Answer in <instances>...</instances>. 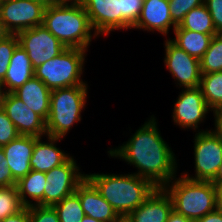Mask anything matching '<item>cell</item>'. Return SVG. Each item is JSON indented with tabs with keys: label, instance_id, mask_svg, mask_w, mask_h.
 <instances>
[{
	"label": "cell",
	"instance_id": "cell-8",
	"mask_svg": "<svg viewBox=\"0 0 222 222\" xmlns=\"http://www.w3.org/2000/svg\"><path fill=\"white\" fill-rule=\"evenodd\" d=\"M46 7L34 0L0 2V20L9 34L41 26Z\"/></svg>",
	"mask_w": 222,
	"mask_h": 222
},
{
	"label": "cell",
	"instance_id": "cell-26",
	"mask_svg": "<svg viewBox=\"0 0 222 222\" xmlns=\"http://www.w3.org/2000/svg\"><path fill=\"white\" fill-rule=\"evenodd\" d=\"M200 66L202 74L222 71V33L213 36L208 50L200 59Z\"/></svg>",
	"mask_w": 222,
	"mask_h": 222
},
{
	"label": "cell",
	"instance_id": "cell-14",
	"mask_svg": "<svg viewBox=\"0 0 222 222\" xmlns=\"http://www.w3.org/2000/svg\"><path fill=\"white\" fill-rule=\"evenodd\" d=\"M82 5L98 36L120 31V0H83Z\"/></svg>",
	"mask_w": 222,
	"mask_h": 222
},
{
	"label": "cell",
	"instance_id": "cell-25",
	"mask_svg": "<svg viewBox=\"0 0 222 222\" xmlns=\"http://www.w3.org/2000/svg\"><path fill=\"white\" fill-rule=\"evenodd\" d=\"M200 88L212 112L222 109V71L202 74Z\"/></svg>",
	"mask_w": 222,
	"mask_h": 222
},
{
	"label": "cell",
	"instance_id": "cell-39",
	"mask_svg": "<svg viewBox=\"0 0 222 222\" xmlns=\"http://www.w3.org/2000/svg\"><path fill=\"white\" fill-rule=\"evenodd\" d=\"M166 222H194L189 218L175 212L174 210L170 213L168 220Z\"/></svg>",
	"mask_w": 222,
	"mask_h": 222
},
{
	"label": "cell",
	"instance_id": "cell-10",
	"mask_svg": "<svg viewBox=\"0 0 222 222\" xmlns=\"http://www.w3.org/2000/svg\"><path fill=\"white\" fill-rule=\"evenodd\" d=\"M174 103L172 119L181 129H193L198 133L210 129H198L205 122L208 113L212 110L207 105L200 87L182 88Z\"/></svg>",
	"mask_w": 222,
	"mask_h": 222
},
{
	"label": "cell",
	"instance_id": "cell-6",
	"mask_svg": "<svg viewBox=\"0 0 222 222\" xmlns=\"http://www.w3.org/2000/svg\"><path fill=\"white\" fill-rule=\"evenodd\" d=\"M88 50L66 48L58 56L34 69V76L51 91L76 85H88L81 76L84 73Z\"/></svg>",
	"mask_w": 222,
	"mask_h": 222
},
{
	"label": "cell",
	"instance_id": "cell-31",
	"mask_svg": "<svg viewBox=\"0 0 222 222\" xmlns=\"http://www.w3.org/2000/svg\"><path fill=\"white\" fill-rule=\"evenodd\" d=\"M202 4H204V0H169L170 15L173 22L179 25L190 10Z\"/></svg>",
	"mask_w": 222,
	"mask_h": 222
},
{
	"label": "cell",
	"instance_id": "cell-46",
	"mask_svg": "<svg viewBox=\"0 0 222 222\" xmlns=\"http://www.w3.org/2000/svg\"><path fill=\"white\" fill-rule=\"evenodd\" d=\"M3 95H4V91H3V89H2V86L0 85V108H1V105H2Z\"/></svg>",
	"mask_w": 222,
	"mask_h": 222
},
{
	"label": "cell",
	"instance_id": "cell-37",
	"mask_svg": "<svg viewBox=\"0 0 222 222\" xmlns=\"http://www.w3.org/2000/svg\"><path fill=\"white\" fill-rule=\"evenodd\" d=\"M214 116V129L211 130L218 136L222 141V109L213 111Z\"/></svg>",
	"mask_w": 222,
	"mask_h": 222
},
{
	"label": "cell",
	"instance_id": "cell-1",
	"mask_svg": "<svg viewBox=\"0 0 222 222\" xmlns=\"http://www.w3.org/2000/svg\"><path fill=\"white\" fill-rule=\"evenodd\" d=\"M155 115L144 122L128 141L109 148L108 156L122 159L137 169L134 174L149 180L156 188H163L177 175L175 153L162 138Z\"/></svg>",
	"mask_w": 222,
	"mask_h": 222
},
{
	"label": "cell",
	"instance_id": "cell-9",
	"mask_svg": "<svg viewBox=\"0 0 222 222\" xmlns=\"http://www.w3.org/2000/svg\"><path fill=\"white\" fill-rule=\"evenodd\" d=\"M77 160L71 156L65 163L46 172V186L44 189V206H53L71 195L77 186L86 178L80 171Z\"/></svg>",
	"mask_w": 222,
	"mask_h": 222
},
{
	"label": "cell",
	"instance_id": "cell-22",
	"mask_svg": "<svg viewBox=\"0 0 222 222\" xmlns=\"http://www.w3.org/2000/svg\"><path fill=\"white\" fill-rule=\"evenodd\" d=\"M45 172L31 170L16 182L18 195L24 207L44 206Z\"/></svg>",
	"mask_w": 222,
	"mask_h": 222
},
{
	"label": "cell",
	"instance_id": "cell-21",
	"mask_svg": "<svg viewBox=\"0 0 222 222\" xmlns=\"http://www.w3.org/2000/svg\"><path fill=\"white\" fill-rule=\"evenodd\" d=\"M34 76V68L27 52L18 45L11 57L6 76L1 84L4 93H12Z\"/></svg>",
	"mask_w": 222,
	"mask_h": 222
},
{
	"label": "cell",
	"instance_id": "cell-13",
	"mask_svg": "<svg viewBox=\"0 0 222 222\" xmlns=\"http://www.w3.org/2000/svg\"><path fill=\"white\" fill-rule=\"evenodd\" d=\"M1 107L20 135L47 136L46 121L13 93H4Z\"/></svg>",
	"mask_w": 222,
	"mask_h": 222
},
{
	"label": "cell",
	"instance_id": "cell-27",
	"mask_svg": "<svg viewBox=\"0 0 222 222\" xmlns=\"http://www.w3.org/2000/svg\"><path fill=\"white\" fill-rule=\"evenodd\" d=\"M60 222H81L85 216L79 195L74 192L53 205Z\"/></svg>",
	"mask_w": 222,
	"mask_h": 222
},
{
	"label": "cell",
	"instance_id": "cell-29",
	"mask_svg": "<svg viewBox=\"0 0 222 222\" xmlns=\"http://www.w3.org/2000/svg\"><path fill=\"white\" fill-rule=\"evenodd\" d=\"M144 0H120V30L131 29L137 22Z\"/></svg>",
	"mask_w": 222,
	"mask_h": 222
},
{
	"label": "cell",
	"instance_id": "cell-15",
	"mask_svg": "<svg viewBox=\"0 0 222 222\" xmlns=\"http://www.w3.org/2000/svg\"><path fill=\"white\" fill-rule=\"evenodd\" d=\"M176 27L170 15L169 0H144L140 16L131 29L156 31L167 36L170 28L174 31Z\"/></svg>",
	"mask_w": 222,
	"mask_h": 222
},
{
	"label": "cell",
	"instance_id": "cell-30",
	"mask_svg": "<svg viewBox=\"0 0 222 222\" xmlns=\"http://www.w3.org/2000/svg\"><path fill=\"white\" fill-rule=\"evenodd\" d=\"M19 45L17 34H9L0 40V85L6 76L15 48Z\"/></svg>",
	"mask_w": 222,
	"mask_h": 222
},
{
	"label": "cell",
	"instance_id": "cell-32",
	"mask_svg": "<svg viewBox=\"0 0 222 222\" xmlns=\"http://www.w3.org/2000/svg\"><path fill=\"white\" fill-rule=\"evenodd\" d=\"M18 133L13 122L8 118L6 112L0 108V147L8 145L12 140L16 139Z\"/></svg>",
	"mask_w": 222,
	"mask_h": 222
},
{
	"label": "cell",
	"instance_id": "cell-34",
	"mask_svg": "<svg viewBox=\"0 0 222 222\" xmlns=\"http://www.w3.org/2000/svg\"><path fill=\"white\" fill-rule=\"evenodd\" d=\"M217 33H222V0H204Z\"/></svg>",
	"mask_w": 222,
	"mask_h": 222
},
{
	"label": "cell",
	"instance_id": "cell-33",
	"mask_svg": "<svg viewBox=\"0 0 222 222\" xmlns=\"http://www.w3.org/2000/svg\"><path fill=\"white\" fill-rule=\"evenodd\" d=\"M29 222H60L53 206L34 205L29 207Z\"/></svg>",
	"mask_w": 222,
	"mask_h": 222
},
{
	"label": "cell",
	"instance_id": "cell-38",
	"mask_svg": "<svg viewBox=\"0 0 222 222\" xmlns=\"http://www.w3.org/2000/svg\"><path fill=\"white\" fill-rule=\"evenodd\" d=\"M195 222H222V211L215 209Z\"/></svg>",
	"mask_w": 222,
	"mask_h": 222
},
{
	"label": "cell",
	"instance_id": "cell-42",
	"mask_svg": "<svg viewBox=\"0 0 222 222\" xmlns=\"http://www.w3.org/2000/svg\"><path fill=\"white\" fill-rule=\"evenodd\" d=\"M34 1L41 3L45 7L56 5V0H34Z\"/></svg>",
	"mask_w": 222,
	"mask_h": 222
},
{
	"label": "cell",
	"instance_id": "cell-35",
	"mask_svg": "<svg viewBox=\"0 0 222 222\" xmlns=\"http://www.w3.org/2000/svg\"><path fill=\"white\" fill-rule=\"evenodd\" d=\"M5 159L4 151L0 147V187H11L16 185L17 181L12 177Z\"/></svg>",
	"mask_w": 222,
	"mask_h": 222
},
{
	"label": "cell",
	"instance_id": "cell-36",
	"mask_svg": "<svg viewBox=\"0 0 222 222\" xmlns=\"http://www.w3.org/2000/svg\"><path fill=\"white\" fill-rule=\"evenodd\" d=\"M0 222H29V207H24L17 214L8 216Z\"/></svg>",
	"mask_w": 222,
	"mask_h": 222
},
{
	"label": "cell",
	"instance_id": "cell-23",
	"mask_svg": "<svg viewBox=\"0 0 222 222\" xmlns=\"http://www.w3.org/2000/svg\"><path fill=\"white\" fill-rule=\"evenodd\" d=\"M175 38H169L187 54L201 59L208 50L213 35L194 32L186 29H174Z\"/></svg>",
	"mask_w": 222,
	"mask_h": 222
},
{
	"label": "cell",
	"instance_id": "cell-44",
	"mask_svg": "<svg viewBox=\"0 0 222 222\" xmlns=\"http://www.w3.org/2000/svg\"><path fill=\"white\" fill-rule=\"evenodd\" d=\"M83 0H56V5L58 4H68V3H82Z\"/></svg>",
	"mask_w": 222,
	"mask_h": 222
},
{
	"label": "cell",
	"instance_id": "cell-40",
	"mask_svg": "<svg viewBox=\"0 0 222 222\" xmlns=\"http://www.w3.org/2000/svg\"><path fill=\"white\" fill-rule=\"evenodd\" d=\"M216 190V209L222 211V183L214 184Z\"/></svg>",
	"mask_w": 222,
	"mask_h": 222
},
{
	"label": "cell",
	"instance_id": "cell-45",
	"mask_svg": "<svg viewBox=\"0 0 222 222\" xmlns=\"http://www.w3.org/2000/svg\"><path fill=\"white\" fill-rule=\"evenodd\" d=\"M81 222H102V221H99V220H96V219H93L92 217H89V216H84L82 221Z\"/></svg>",
	"mask_w": 222,
	"mask_h": 222
},
{
	"label": "cell",
	"instance_id": "cell-28",
	"mask_svg": "<svg viewBox=\"0 0 222 222\" xmlns=\"http://www.w3.org/2000/svg\"><path fill=\"white\" fill-rule=\"evenodd\" d=\"M23 208L16 185L0 187V220L17 214Z\"/></svg>",
	"mask_w": 222,
	"mask_h": 222
},
{
	"label": "cell",
	"instance_id": "cell-24",
	"mask_svg": "<svg viewBox=\"0 0 222 222\" xmlns=\"http://www.w3.org/2000/svg\"><path fill=\"white\" fill-rule=\"evenodd\" d=\"M175 29H186L213 36L217 34L211 14L205 4L190 10Z\"/></svg>",
	"mask_w": 222,
	"mask_h": 222
},
{
	"label": "cell",
	"instance_id": "cell-20",
	"mask_svg": "<svg viewBox=\"0 0 222 222\" xmlns=\"http://www.w3.org/2000/svg\"><path fill=\"white\" fill-rule=\"evenodd\" d=\"M12 93L33 112L40 115L45 121L47 120L51 90L40 79L33 76Z\"/></svg>",
	"mask_w": 222,
	"mask_h": 222
},
{
	"label": "cell",
	"instance_id": "cell-12",
	"mask_svg": "<svg viewBox=\"0 0 222 222\" xmlns=\"http://www.w3.org/2000/svg\"><path fill=\"white\" fill-rule=\"evenodd\" d=\"M19 45L27 52L33 68L61 54L66 47L44 26H36L17 34Z\"/></svg>",
	"mask_w": 222,
	"mask_h": 222
},
{
	"label": "cell",
	"instance_id": "cell-11",
	"mask_svg": "<svg viewBox=\"0 0 222 222\" xmlns=\"http://www.w3.org/2000/svg\"><path fill=\"white\" fill-rule=\"evenodd\" d=\"M166 66L178 88L200 87L201 66L200 60L187 54L184 50L176 46L170 39L164 41ZM177 82V83H176Z\"/></svg>",
	"mask_w": 222,
	"mask_h": 222
},
{
	"label": "cell",
	"instance_id": "cell-3",
	"mask_svg": "<svg viewBox=\"0 0 222 222\" xmlns=\"http://www.w3.org/2000/svg\"><path fill=\"white\" fill-rule=\"evenodd\" d=\"M42 26L66 48L88 50L92 38L99 37L92 28L82 3L46 7Z\"/></svg>",
	"mask_w": 222,
	"mask_h": 222
},
{
	"label": "cell",
	"instance_id": "cell-7",
	"mask_svg": "<svg viewBox=\"0 0 222 222\" xmlns=\"http://www.w3.org/2000/svg\"><path fill=\"white\" fill-rule=\"evenodd\" d=\"M193 140L195 174L183 171L181 175L192 180L212 181L222 163V141L211 129L196 133Z\"/></svg>",
	"mask_w": 222,
	"mask_h": 222
},
{
	"label": "cell",
	"instance_id": "cell-4",
	"mask_svg": "<svg viewBox=\"0 0 222 222\" xmlns=\"http://www.w3.org/2000/svg\"><path fill=\"white\" fill-rule=\"evenodd\" d=\"M163 189L171 197L173 210L194 222L216 209V190L211 181L180 175Z\"/></svg>",
	"mask_w": 222,
	"mask_h": 222
},
{
	"label": "cell",
	"instance_id": "cell-2",
	"mask_svg": "<svg viewBox=\"0 0 222 222\" xmlns=\"http://www.w3.org/2000/svg\"><path fill=\"white\" fill-rule=\"evenodd\" d=\"M86 178L124 220L156 189L147 179L133 172L127 174L89 173Z\"/></svg>",
	"mask_w": 222,
	"mask_h": 222
},
{
	"label": "cell",
	"instance_id": "cell-16",
	"mask_svg": "<svg viewBox=\"0 0 222 222\" xmlns=\"http://www.w3.org/2000/svg\"><path fill=\"white\" fill-rule=\"evenodd\" d=\"M75 192L79 195L86 216L102 222H121L123 220L87 178L77 186Z\"/></svg>",
	"mask_w": 222,
	"mask_h": 222
},
{
	"label": "cell",
	"instance_id": "cell-5",
	"mask_svg": "<svg viewBox=\"0 0 222 222\" xmlns=\"http://www.w3.org/2000/svg\"><path fill=\"white\" fill-rule=\"evenodd\" d=\"M88 87L76 85L51 91L47 136L64 139L73 125L81 122V114L87 107Z\"/></svg>",
	"mask_w": 222,
	"mask_h": 222
},
{
	"label": "cell",
	"instance_id": "cell-41",
	"mask_svg": "<svg viewBox=\"0 0 222 222\" xmlns=\"http://www.w3.org/2000/svg\"><path fill=\"white\" fill-rule=\"evenodd\" d=\"M213 184H220L222 183V163L219 167V170L215 176V178L211 181Z\"/></svg>",
	"mask_w": 222,
	"mask_h": 222
},
{
	"label": "cell",
	"instance_id": "cell-19",
	"mask_svg": "<svg viewBox=\"0 0 222 222\" xmlns=\"http://www.w3.org/2000/svg\"><path fill=\"white\" fill-rule=\"evenodd\" d=\"M47 140L43 141V137L35 136V145L30 160L31 170L39 172H49L54 167L65 163L71 156L64 150L57 147V143L63 138L46 136Z\"/></svg>",
	"mask_w": 222,
	"mask_h": 222
},
{
	"label": "cell",
	"instance_id": "cell-17",
	"mask_svg": "<svg viewBox=\"0 0 222 222\" xmlns=\"http://www.w3.org/2000/svg\"><path fill=\"white\" fill-rule=\"evenodd\" d=\"M173 211L171 197L163 188L154 192L124 220L126 222H166Z\"/></svg>",
	"mask_w": 222,
	"mask_h": 222
},
{
	"label": "cell",
	"instance_id": "cell-18",
	"mask_svg": "<svg viewBox=\"0 0 222 222\" xmlns=\"http://www.w3.org/2000/svg\"><path fill=\"white\" fill-rule=\"evenodd\" d=\"M35 145V136L19 135L2 147L12 177L18 181L31 171L30 160Z\"/></svg>",
	"mask_w": 222,
	"mask_h": 222
},
{
	"label": "cell",
	"instance_id": "cell-43",
	"mask_svg": "<svg viewBox=\"0 0 222 222\" xmlns=\"http://www.w3.org/2000/svg\"><path fill=\"white\" fill-rule=\"evenodd\" d=\"M9 33L6 31L5 27L3 26L0 20V40L4 39Z\"/></svg>",
	"mask_w": 222,
	"mask_h": 222
}]
</instances>
